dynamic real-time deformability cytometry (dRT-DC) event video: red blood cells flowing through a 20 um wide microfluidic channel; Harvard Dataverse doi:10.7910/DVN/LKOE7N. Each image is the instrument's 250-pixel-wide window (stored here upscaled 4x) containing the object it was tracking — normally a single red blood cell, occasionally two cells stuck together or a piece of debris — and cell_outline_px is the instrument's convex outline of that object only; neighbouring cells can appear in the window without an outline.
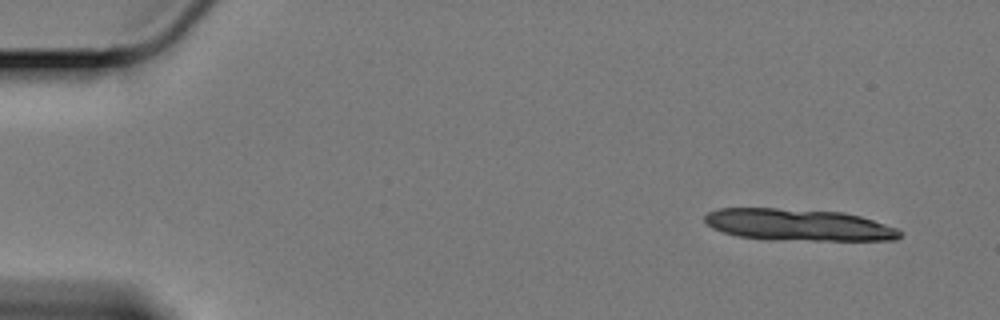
{"species": "Egyptian fruit bat (a non-hibernating species)", "species_latin": "Rousettus aegyptiacus", "temperature_condition": "cold", "stored_images_in_passage": 12, "camera_frame_rate_fps": 3000, "um_per_image_px": 0.085, "animal": {"sex": "female"}, "frame": {"image": 1, "passage_image": 1, "time_ms": 0.0, "image_size_px": [1000, 320], "cell_outline_px": [[900, 236], [896, 240], [812, 240], [736, 236], [712, 228], [704, 220], [704, 216], [708, 212], [720, 208], [776, 208], [844, 212], [860, 216], [896, 228], [900, 232]], "centroid_in_image_um": [67.85, 19.09], "position_along_channel_um": 17.1, "area_um2": 35.55}}